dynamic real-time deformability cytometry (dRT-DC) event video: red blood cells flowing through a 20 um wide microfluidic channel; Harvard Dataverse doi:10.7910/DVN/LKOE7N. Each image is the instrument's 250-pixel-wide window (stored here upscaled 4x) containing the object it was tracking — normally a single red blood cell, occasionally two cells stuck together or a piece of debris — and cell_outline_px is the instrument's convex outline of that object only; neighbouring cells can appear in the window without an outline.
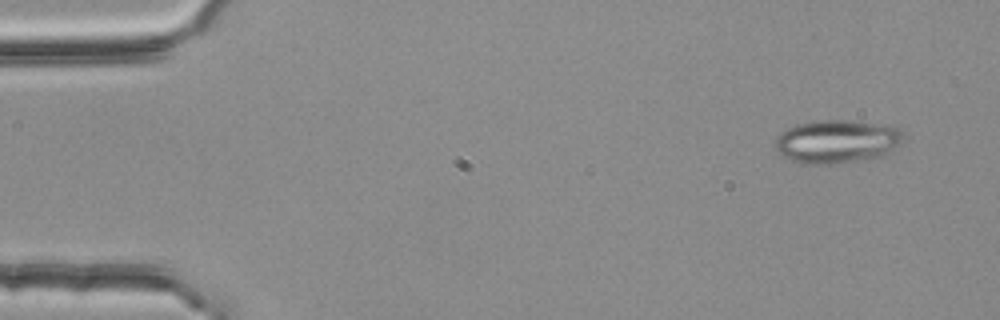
{"species": "common noctule bat (a hibernating species)", "species_latin": "Nyctalus noctula", "temperature_condition": "room temperature", "stored_images_in_passage": 3, "camera_frame_rate_fps": 3000, "um_per_image_px": 0.085, "animal": {"sex": "female", "body_mass_g": 25.1}, "frame": {"image": 1, "passage_image": 1, "time_ms": 0.0, "image_size_px": [1000, 320], "cell_outline_px": [[904, 144], [884, 156], [868, 160], [832, 164], [808, 164], [792, 160], [780, 156], [776, 148], [776, 136], [780, 132], [796, 124], [812, 120], [840, 120], [892, 124], [900, 128], [904, 132]], "centroid_in_image_um": [71.23, 12.02], "position_along_channel_um": 13.8, "area_um2": 33.41}}